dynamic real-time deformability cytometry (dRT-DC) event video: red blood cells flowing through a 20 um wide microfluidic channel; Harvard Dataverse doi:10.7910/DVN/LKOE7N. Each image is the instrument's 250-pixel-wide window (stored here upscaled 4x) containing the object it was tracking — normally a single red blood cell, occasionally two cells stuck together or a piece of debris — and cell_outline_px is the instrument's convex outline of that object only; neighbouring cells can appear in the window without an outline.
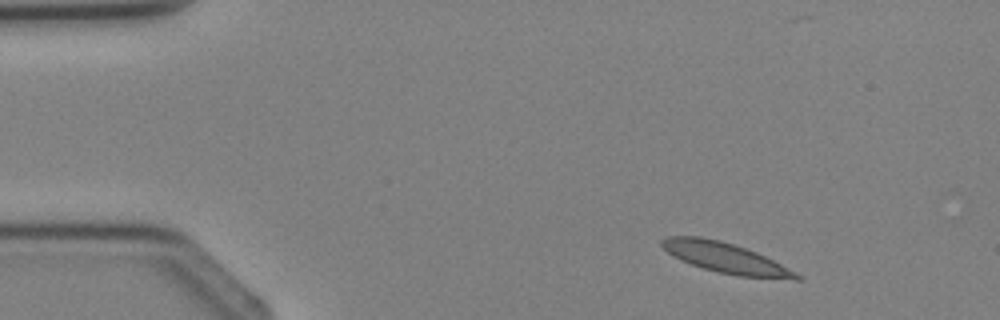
{"species": "Egyptian fruit bat (a non-hibernating species)", "species_latin": "Rousettus aegyptiacus", "temperature_condition": "cold", "stored_images_in_passage": 2, "camera_frame_rate_fps": 3000, "um_per_image_px": 0.085, "animal": {"sex": "female"}, "frame": {"image": 1, "passage_image": 1, "time_ms": 0.0, "image_size_px": [1000, 320], "cell_outline_px": [[804, 276], [800, 280], [796, 280], [740, 276], [720, 272], [704, 268], [680, 260], [672, 256], [660, 244], [660, 240], [668, 236], [700, 236], [720, 240], [756, 252]], "centroid_in_image_um": [61.67, 21.92], "position_along_channel_um": 23.3, "area_um2": 23.52}}